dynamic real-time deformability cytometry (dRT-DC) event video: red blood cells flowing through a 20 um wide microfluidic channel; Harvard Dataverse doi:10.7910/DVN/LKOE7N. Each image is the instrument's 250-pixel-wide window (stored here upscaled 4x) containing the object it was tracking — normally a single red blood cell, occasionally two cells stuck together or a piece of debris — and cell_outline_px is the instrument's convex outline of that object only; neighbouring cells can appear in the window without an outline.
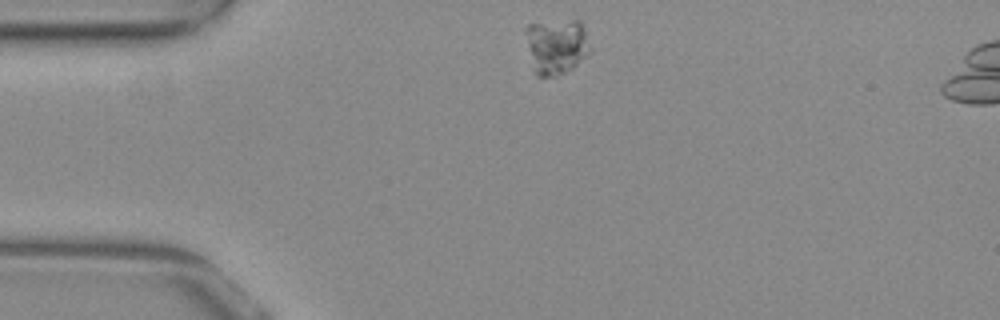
{"species": "common noctule bat (a hibernating species)", "species_latin": "Nyctalus noctula", "temperature_condition": "warm", "stored_images_in_passage": 43, "camera_frame_rate_fps": 3000, "um_per_image_px": 0.085, "animal": {"sex": "female", "body_mass_g": 29.2, "forearm_length_mm": 56.3}, "frame": {"image": 1, "passage_image": 1, "time_ms": 0.0, "image_size_px": [1000, 320], "cell_outline_px": [[588, 52], [572, 68], [556, 76], [536, 76], [532, 72], [524, 28], [528, 24], [572, 20], [580, 20], [584, 28], [588, 48]], "centroid_in_image_um": [47.21, 3.94], "position_along_channel_um": 37.8, "area_um2": 20.58}}
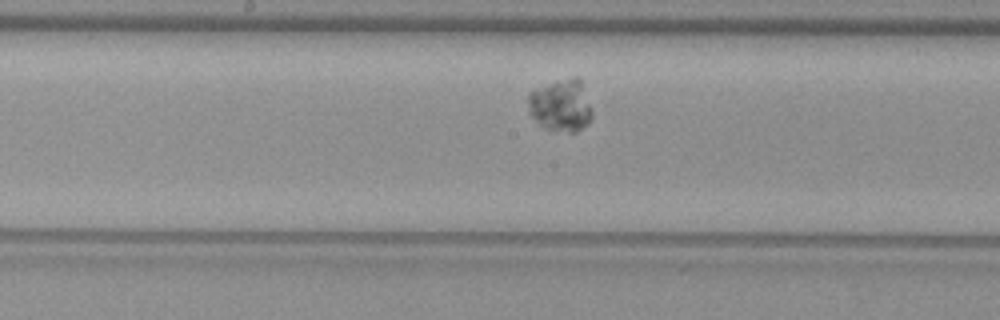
{"frame": {"image": 2, "passage_image": 17, "time_ms": 5.333, "image_size_px": [1000, 320], "cell_outline_px": [[592, 120], [588, 124], [576, 132], [568, 132], [544, 128], [528, 112], [528, 92], [532, 88], [572, 76], [576, 76], [580, 80], [592, 108]], "centroid_in_image_um": [47.66, 8.95], "position_along_channel_um": 200.5, "area_um2": 19.77}}
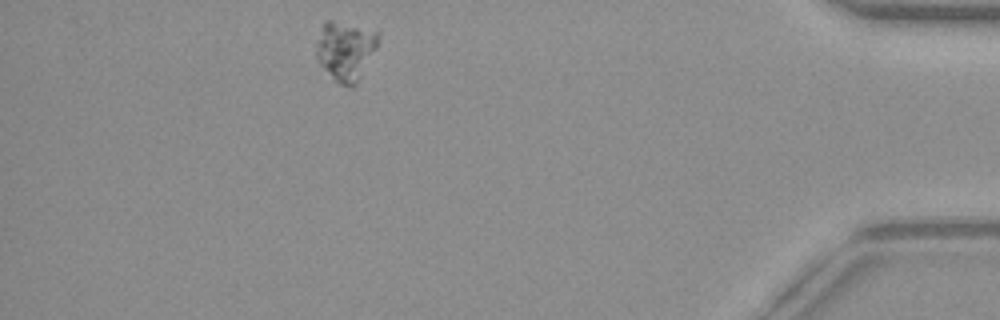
{"frame": {"image": 3, "passage_image": 38, "time_ms": 12.333, "image_size_px": [1000, 320], "cell_outline_px": [[380, 32], [376, 48], [356, 84], [352, 88], [348, 88], [340, 84], [316, 60], [316, 40], [324, 20], [332, 20]], "centroid_in_image_um": [29.34, 4.29], "position_along_channel_um": 405.9, "area_um2": 21.27}}